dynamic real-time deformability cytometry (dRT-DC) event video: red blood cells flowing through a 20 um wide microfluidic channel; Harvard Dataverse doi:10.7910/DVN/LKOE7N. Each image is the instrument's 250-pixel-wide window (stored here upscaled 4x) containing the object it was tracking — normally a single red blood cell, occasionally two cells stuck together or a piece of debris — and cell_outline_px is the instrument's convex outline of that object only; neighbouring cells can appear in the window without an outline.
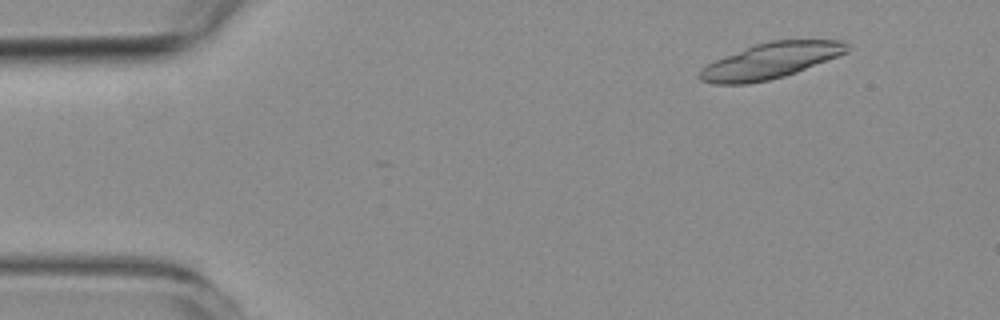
{"species": "common noctule bat (a hibernating species)", "species_latin": "Nyctalus noctula", "temperature_condition": "room temperature", "stored_images_in_passage": 19, "camera_frame_rate_fps": 3000, "um_per_image_px": 0.085, "animal": {"sex": "female", "body_mass_g": 19.3, "forearm_length_mm": 54.1}, "frame": {"image": 1, "passage_image": 6, "time_ms": 1.667, "image_size_px": [1000, 320], "cell_outline_px": [[848, 52], [796, 72], [784, 76], [768, 80], [748, 84], [716, 84], [700, 80], [696, 76], [696, 72], [700, 68], [724, 56], [756, 44], [768, 40], [840, 40], [848, 44]], "centroid_in_image_um": [65.45, 5.17], "position_along_channel_um": 19.6, "area_um2": 30.52}}